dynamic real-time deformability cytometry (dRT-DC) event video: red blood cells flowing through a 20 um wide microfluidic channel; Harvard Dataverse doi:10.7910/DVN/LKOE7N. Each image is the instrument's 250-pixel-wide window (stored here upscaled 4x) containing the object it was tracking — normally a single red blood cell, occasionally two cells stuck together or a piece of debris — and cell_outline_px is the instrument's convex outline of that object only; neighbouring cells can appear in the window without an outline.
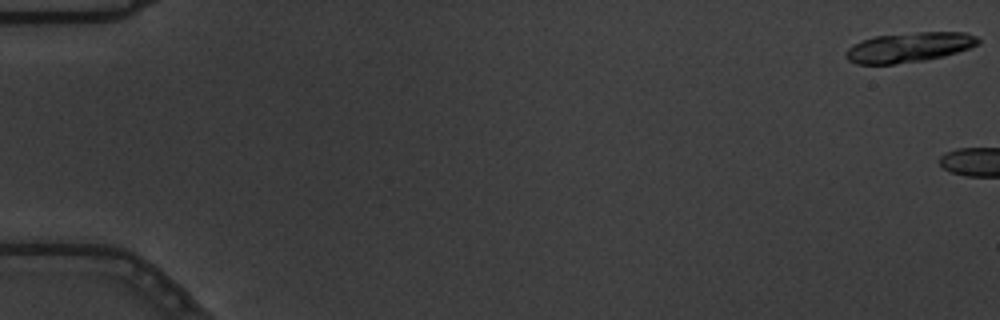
{"species": "common noctule bat (a hibernating species)", "species_latin": "Nyctalus noctula", "temperature_condition": "warm", "stored_images_in_passage": 4, "camera_frame_rate_fps": 3000, "um_per_image_px": 0.085, "animal": {"sex": "male", "body_mass_g": 19.5, "forearm_length_mm": 54.6}, "frame": {"image": 1, "passage_image": 1, "time_ms": 0.0, "image_size_px": [1000, 320], "cell_outline_px": [[980, 44], [944, 56], [924, 60], [892, 64], [856, 64], [848, 60], [844, 56], [844, 52], [852, 44], [876, 36], [920, 32], [964, 32], [976, 36], [980, 40]], "centroid_in_image_um": [77.25, 4.02], "position_along_channel_um": 7.8, "area_um2": 22.89}}